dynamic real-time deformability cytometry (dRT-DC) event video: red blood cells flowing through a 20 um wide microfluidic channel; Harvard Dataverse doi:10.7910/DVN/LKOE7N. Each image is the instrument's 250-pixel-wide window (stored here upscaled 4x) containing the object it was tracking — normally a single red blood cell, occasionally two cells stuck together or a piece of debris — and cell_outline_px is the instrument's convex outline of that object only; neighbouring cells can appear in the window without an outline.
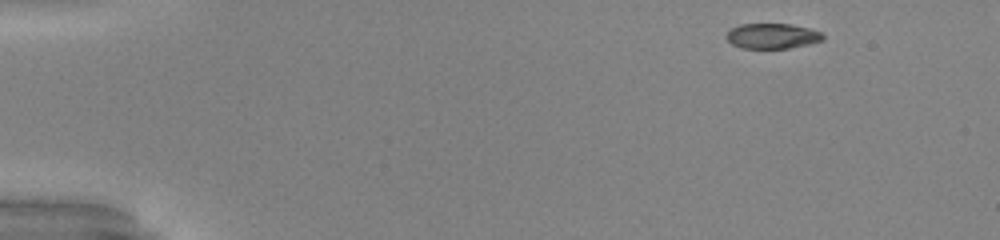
{"species": "common noctule bat (a hibernating species)", "species_latin": "Nyctalus noctula", "temperature_condition": "warm", "stored_images_in_passage": 51, "camera_frame_rate_fps": 3000, "um_per_image_px": 0.085, "animal": {"sex": "male", "body_mass_g": 20.0, "forearm_length_mm": 53.3}, "frame": {"image": 1, "passage_image": 1, "time_ms": 0.0, "image_size_px": [1000, 240], "cell_outline_px": [[824, 40], [808, 44], [788, 48], [744, 48], [732, 44], [724, 36], [732, 28], [740, 24], [788, 24], [808, 28], [820, 32], [824, 36]], "centroid_in_image_um": [65.63, 3.06], "position_along_channel_um": 19.4, "area_um2": 14.05}}
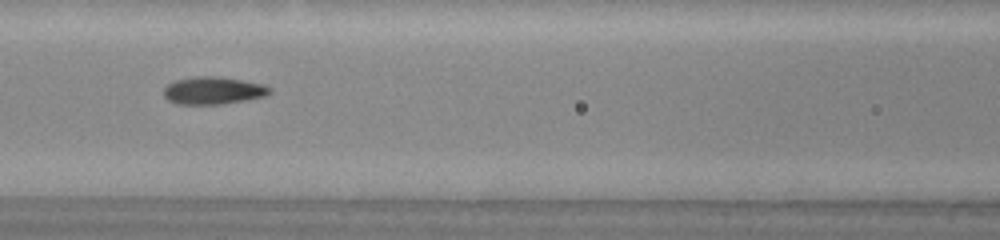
{"frame": {"image": 2, "passage_image": 22, "time_ms": 7.0, "image_size_px": [1000, 240], "cell_outline_px": [[272, 92], [264, 96], [244, 100], [220, 104], [176, 104], [168, 100], [164, 96], [164, 88], [168, 84], [176, 80], [196, 76], [212, 76], [244, 80], [264, 84], [272, 88]], "centroid_in_image_um": [18.13, 7.69], "position_along_channel_um": 148.5, "area_um2": 16.94}}
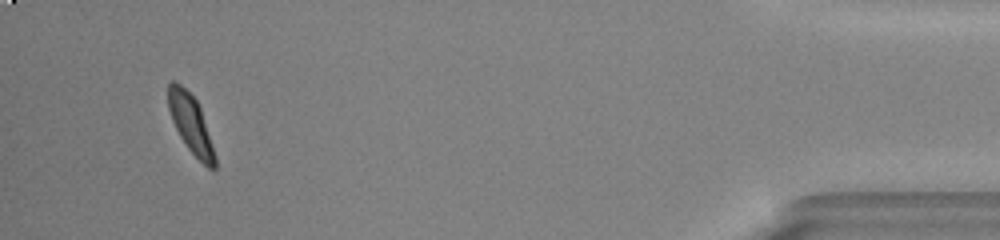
{"frame": {"image": 3, "passage_image": 48, "time_ms": 15.667, "image_size_px": [1000, 240], "cell_outline_px": [[216, 168], [208, 168], [188, 148], [180, 136], [172, 120], [168, 108], [168, 84], [172, 80], [176, 80], [196, 100], [200, 108], [216, 156]], "centroid_in_image_um": [16.2, 10.51], "position_along_channel_um": 419.0, "area_um2": 15.49}, "authors_computed_cell_mechanics": {"area_um2": 16.3574, "velocity_mm_per_s": 3.9428, "shape_relaxation_time_tau1_ms": null, "shape_relaxation_time_tau2_ms": 1.0199, "deformation_change_tau1": null, "deformation_change_tau2": 0.0548}}